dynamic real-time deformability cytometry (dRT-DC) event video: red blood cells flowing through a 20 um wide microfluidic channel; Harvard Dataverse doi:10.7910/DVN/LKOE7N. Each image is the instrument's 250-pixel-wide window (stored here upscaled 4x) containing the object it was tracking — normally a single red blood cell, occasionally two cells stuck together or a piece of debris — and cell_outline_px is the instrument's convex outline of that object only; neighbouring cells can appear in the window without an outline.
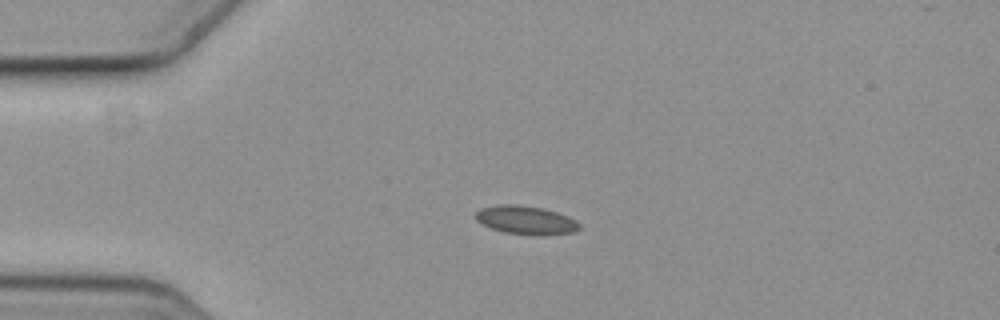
{"species": "common noctule bat (a hibernating species)", "species_latin": "Nyctalus noctula", "temperature_condition": "cold", "stored_images_in_passage": 5, "camera_frame_rate_fps": 3000, "um_per_image_px": 0.085, "animal": {"sex": "female", "body_mass_g": 19.3, "forearm_length_mm": 54.1}, "frame": {"image": 1, "passage_image": 4, "time_ms": 1.0, "image_size_px": [1000, 320], "cell_outline_px": [[580, 228], [576, 232], [544, 236], [504, 232], [480, 224], [472, 216], [480, 208], [500, 204], [516, 204], [544, 208], [568, 216], [576, 220], [580, 224]], "centroid_in_image_um": [44.69, 18.71], "position_along_channel_um": 40.3, "area_um2": 17.57}}